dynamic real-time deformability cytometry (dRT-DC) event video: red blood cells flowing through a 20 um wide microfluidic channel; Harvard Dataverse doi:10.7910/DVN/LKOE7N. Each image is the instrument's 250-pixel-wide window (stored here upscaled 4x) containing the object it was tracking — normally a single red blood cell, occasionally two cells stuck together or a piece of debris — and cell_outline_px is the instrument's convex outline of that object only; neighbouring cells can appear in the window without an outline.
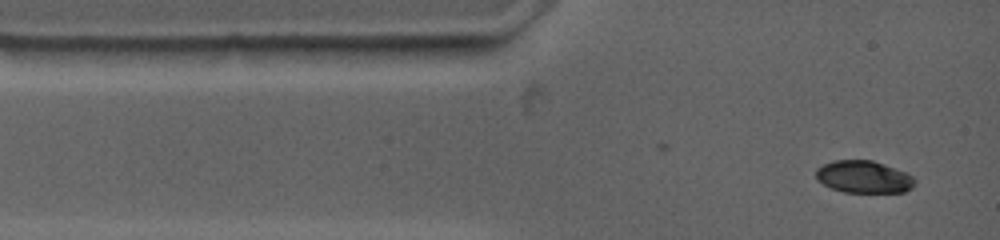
{"species": "common noctule bat (a hibernating species)", "species_latin": "Nyctalus noctula", "temperature_condition": "warm", "stored_images_in_passage": 7, "camera_frame_rate_fps": 4500, "um_per_image_px": 0.085, "animal": {"sex": "female", "body_mass_g": 19.0, "forearm_length_mm": 53.3}, "frame": {"image": 1, "passage_image": 1, "time_ms": 0.0, "image_size_px": [1000, 240], "cell_outline_px": [[912, 184], [904, 192], [844, 192], [832, 188], [824, 184], [816, 176], [816, 168], [832, 160], [872, 160], [884, 164], [904, 172], [912, 176]], "centroid_in_image_um": [73.36, 15.02], "position_along_channel_um": 11.6, "area_um2": 18.15}}
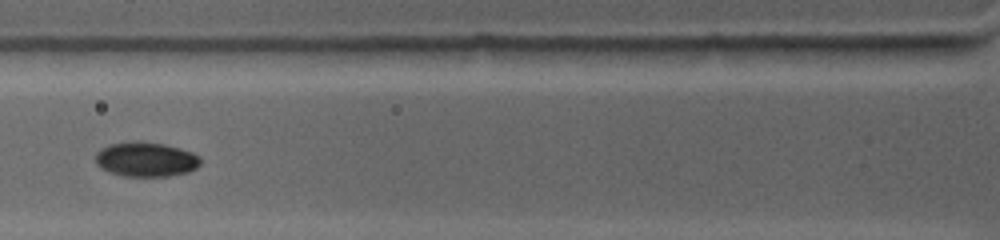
{"frame": {"image": 2, "passage_image": 5, "time_ms": 3.556, "image_size_px": [1000, 240], "cell_outline_px": [[200, 164], [196, 168], [188, 172], [168, 176], [124, 176], [108, 172], [100, 168], [96, 164], [96, 152], [100, 148], [108, 144], [132, 140], [140, 140], [164, 144], [192, 152], [200, 156]], "centroid_in_image_um": [12.36, 13.53], "position_along_channel_um": 113.4, "area_um2": 21.5}}
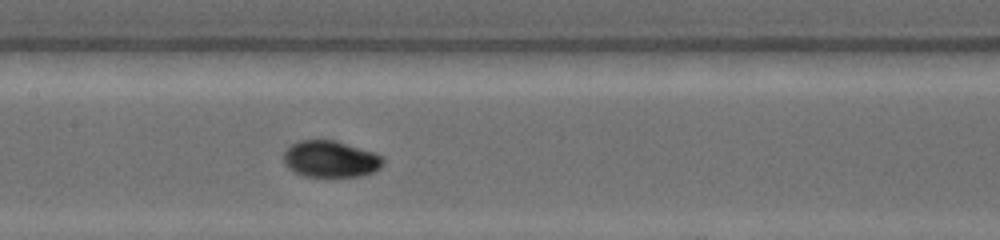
{"frame": {"image": 3, "passage_image": 7, "time_ms": 5.333, "image_size_px": [1000, 240], "cell_outline_px": [[384, 164], [380, 168], [372, 172], [360, 176], [304, 176], [288, 168], [284, 164], [284, 152], [292, 144], [300, 140], [336, 140], [372, 152], [380, 156], [384, 160]], "centroid_in_image_um": [28.08, 13.52], "position_along_channel_um": 179.3, "area_um2": 20.98}}